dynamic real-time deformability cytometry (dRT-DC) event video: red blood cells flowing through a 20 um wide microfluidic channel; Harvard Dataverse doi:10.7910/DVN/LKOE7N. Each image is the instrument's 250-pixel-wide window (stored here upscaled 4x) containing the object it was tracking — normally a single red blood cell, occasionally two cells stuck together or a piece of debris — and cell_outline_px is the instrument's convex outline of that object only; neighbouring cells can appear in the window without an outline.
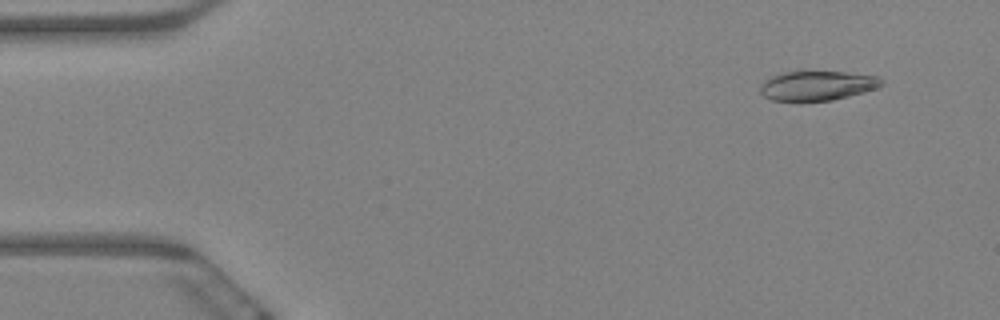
{"species": "Egyptian fruit bat (a non-hibernating species)", "species_latin": "Rousettus aegyptiacus", "temperature_condition": "warm", "stored_images_in_passage": 57, "camera_frame_rate_fps": 3000, "um_per_image_px": 0.085, "animal": {"sex": "female"}, "frame": {"image": 1, "passage_image": 5, "time_ms": 1.333, "image_size_px": [1000, 320], "cell_outline_px": [[884, 84], [876, 88], [864, 92], [832, 100], [772, 100], [764, 96], [760, 92], [760, 84], [764, 80], [780, 72], [844, 72], [876, 76], [884, 80]], "centroid_in_image_um": [69.46, 7.27], "position_along_channel_um": 15.5, "area_um2": 20.63}}
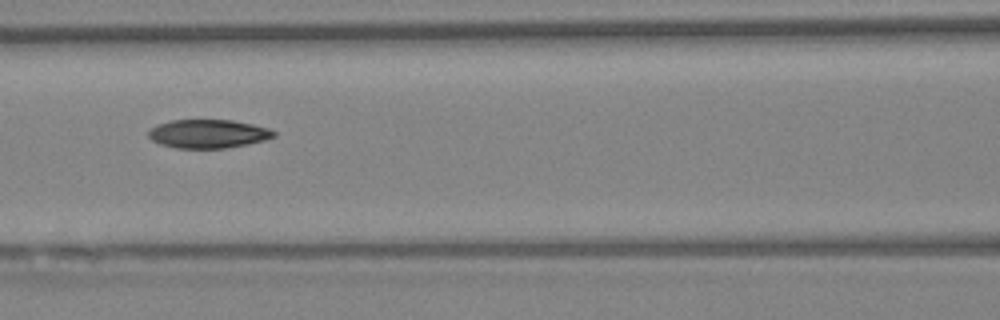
{"frame": {"image": 2, "passage_image": 27, "time_ms": 8.667, "image_size_px": [1000, 320], "cell_outline_px": [[276, 136], [264, 140], [224, 148], [176, 148], [160, 144], [152, 140], [148, 136], [148, 132], [156, 124], [172, 120], [232, 120], [252, 124], [268, 128], [276, 132]], "centroid_in_image_um": [17.67, 11.36], "position_along_channel_um": 148.9, "area_um2": 20.75}}
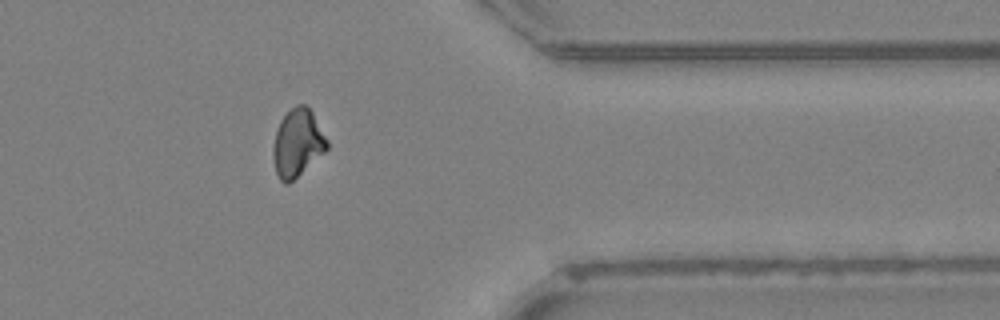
{"frame": {"image": 3, "passage_image": 50, "time_ms": 16.333, "image_size_px": [1000, 320], "cell_outline_px": [[328, 148], [324, 152], [288, 184], [284, 184], [280, 180], [276, 172], [272, 156], [272, 152], [276, 132], [280, 120], [296, 104], [304, 104], [312, 112], [328, 140]], "centroid_in_image_um": [25.28, 12.16], "position_along_channel_um": 386.1, "area_um2": 20.92}, "authors_computed_cell_mechanics": {"area_um2": 21.5594, "velocity_mm_per_s": 3.2964, "shape_relaxation_time_tau1_ms": 10.0518, "shape_relaxation_time_tau2_ms": null, "deformation_change_tau1": 0.1963, "deformation_change_tau2": null}}